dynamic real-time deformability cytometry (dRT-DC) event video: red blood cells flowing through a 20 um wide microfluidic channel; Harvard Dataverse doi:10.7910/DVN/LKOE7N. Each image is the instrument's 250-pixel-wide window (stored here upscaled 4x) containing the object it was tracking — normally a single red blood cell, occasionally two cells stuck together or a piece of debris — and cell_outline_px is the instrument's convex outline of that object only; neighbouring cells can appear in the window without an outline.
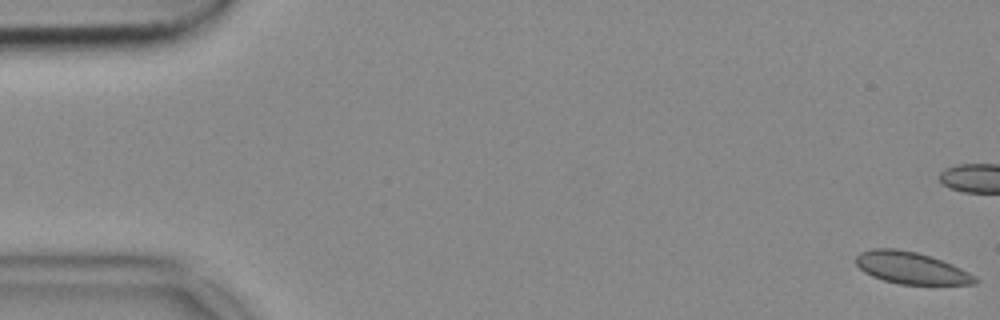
{"species": "common noctule bat (a hibernating species)", "species_latin": "Nyctalus noctula", "temperature_condition": "cold", "stored_images_in_passage": 55, "camera_frame_rate_fps": 3000, "um_per_image_px": 0.085, "animal": {"sex": "female", "body_mass_g": 18.4}, "frame": {"image": 1, "passage_image": 1, "time_ms": 0.0, "image_size_px": [1000, 320], "cell_outline_px": [[980, 280], [976, 284], [900, 284], [884, 280], [872, 276], [864, 272], [856, 264], [856, 256], [860, 252], [872, 248], [896, 248], [916, 252], [952, 264], [976, 276]], "centroid_in_image_um": [77.44, 22.77], "position_along_channel_um": 7.6, "area_um2": 22.02}}
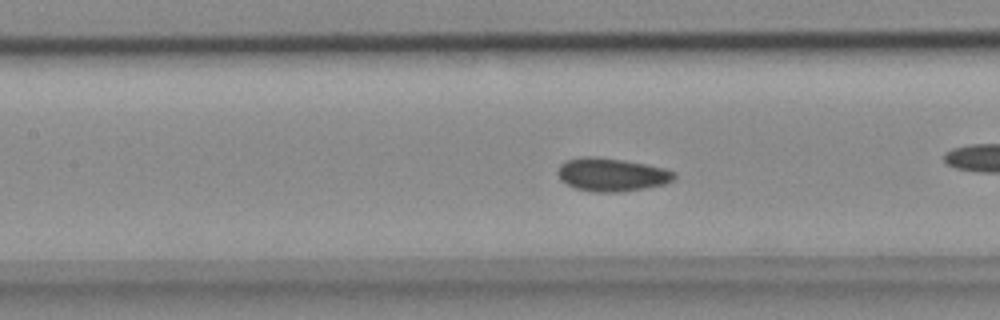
{"frame": {"image": 2, "passage_image": 24, "time_ms": 7.667, "image_size_px": [1000, 320], "cell_outline_px": [[676, 176], [672, 180], [664, 184], [644, 188], [620, 192], [592, 192], [576, 188], [560, 180], [556, 172], [560, 164], [564, 160], [584, 156], [596, 156], [624, 160], [664, 168], [676, 172]], "centroid_in_image_um": [51.95, 14.83], "position_along_channel_um": 155.4, "area_um2": 22.66}}
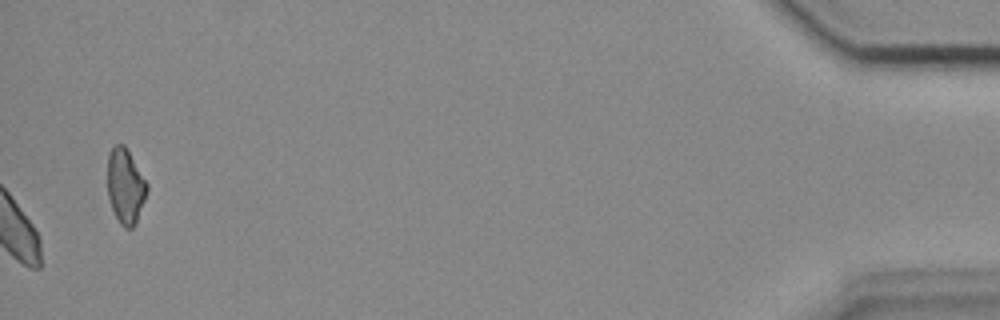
{"frame": {"image": 3, "passage_image": 55, "time_ms": 18.0, "image_size_px": [1000, 320], "cell_outline_px": [[148, 188], [136, 224], [132, 228], [124, 228], [120, 224], [112, 208], [108, 196], [108, 152], [116, 144], [124, 144], [148, 184]], "centroid_in_image_um": [10.66, 15.83], "position_along_channel_um": 424.5, "area_um2": 17.11}}